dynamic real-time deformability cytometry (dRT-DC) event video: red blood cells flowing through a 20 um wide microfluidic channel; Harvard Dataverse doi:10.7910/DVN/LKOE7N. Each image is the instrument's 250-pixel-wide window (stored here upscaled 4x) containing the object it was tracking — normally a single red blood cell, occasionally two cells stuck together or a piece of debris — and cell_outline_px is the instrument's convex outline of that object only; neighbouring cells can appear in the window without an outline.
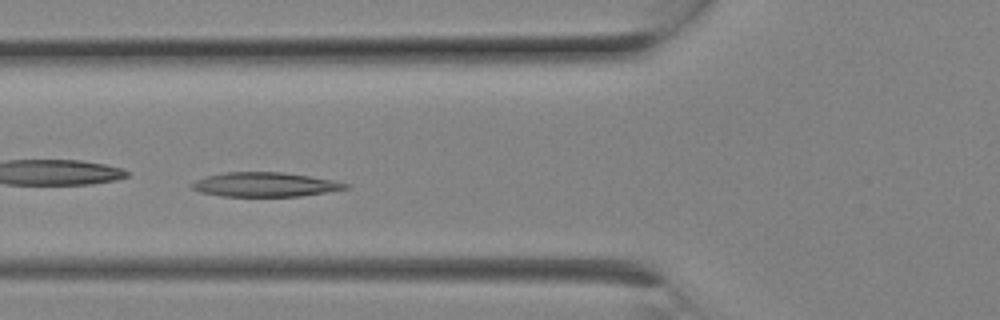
{"species": "Egyptian fruit bat (a non-hibernating species)", "species_latin": "Rousettus aegyptiacus", "temperature_condition": "room temperature", "stored_images_in_passage": 7, "camera_frame_rate_fps": 3000, "um_per_image_px": 0.085, "animal": {"sex": "female"}, "frame": {"image": 1, "passage_image": 6, "time_ms": 1.667, "image_size_px": [1000, 320], "cell_outline_px": [[348, 188], [328, 192], [300, 196], [220, 196], [200, 192], [192, 188], [188, 184], [204, 176], [224, 172], [280, 172], [336, 180], [348, 184]], "centroid_in_image_um": [22.48, 15.68], "position_along_channel_um": 103.3, "area_um2": 21.85}}